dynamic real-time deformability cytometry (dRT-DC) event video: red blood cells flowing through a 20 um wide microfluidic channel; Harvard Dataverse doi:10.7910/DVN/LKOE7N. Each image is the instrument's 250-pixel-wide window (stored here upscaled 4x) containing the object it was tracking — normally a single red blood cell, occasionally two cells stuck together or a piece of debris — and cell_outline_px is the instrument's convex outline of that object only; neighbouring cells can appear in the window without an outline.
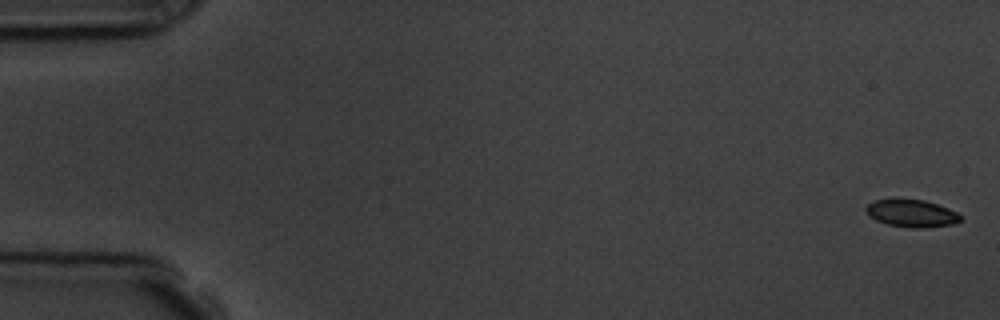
{"species": "common noctule bat (a hibernating species)", "species_latin": "Nyctalus noctula", "temperature_condition": "room temperature", "stored_images_in_passage": 7, "camera_frame_rate_fps": 3000, "um_per_image_px": 0.085, "animal": {"sex": "male", "body_mass_g": 19.5, "forearm_length_mm": 54.6}, "frame": {"image": 1, "passage_image": 1, "time_ms": 0.0, "image_size_px": [1000, 320], "cell_outline_px": [[960, 220], [952, 224], [924, 228], [912, 228], [888, 224], [876, 220], [864, 208], [872, 200], [896, 196], [924, 200], [948, 208], [956, 212], [960, 216]], "centroid_in_image_um": [77.43, 18.08], "position_along_channel_um": 7.6, "area_um2": 15.43}}
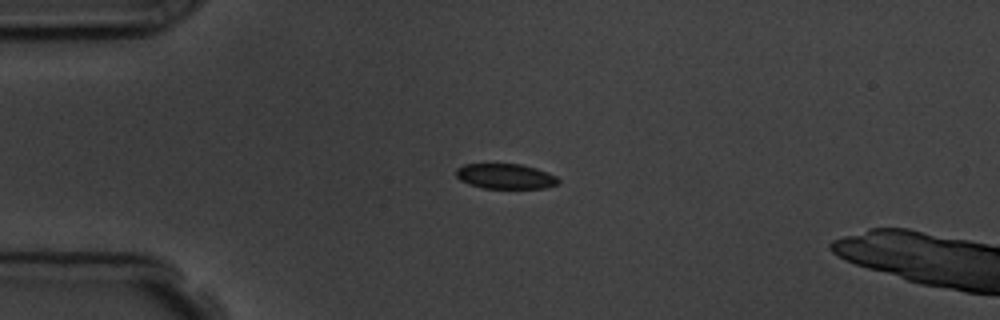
{"frame": {"image": 2, "passage_image": 5, "time_ms": 4.333, "image_size_px": [1000, 320], "cell_outline_px": [[560, 180], [556, 184], [544, 188], [484, 188], [468, 184], [460, 180], [456, 176], [456, 168], [464, 164], [520, 164], [536, 168], [556, 176]], "centroid_in_image_um": [42.93, 14.98], "position_along_channel_um": 42.1, "area_um2": 14.91}}